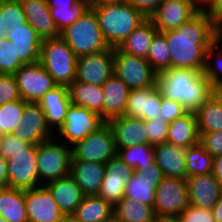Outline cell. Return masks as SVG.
Masks as SVG:
<instances>
[{
  "label": "cell",
  "instance_id": "cell-46",
  "mask_svg": "<svg viewBox=\"0 0 222 222\" xmlns=\"http://www.w3.org/2000/svg\"><path fill=\"white\" fill-rule=\"evenodd\" d=\"M20 99L14 75L0 74V105Z\"/></svg>",
  "mask_w": 222,
  "mask_h": 222
},
{
  "label": "cell",
  "instance_id": "cell-18",
  "mask_svg": "<svg viewBox=\"0 0 222 222\" xmlns=\"http://www.w3.org/2000/svg\"><path fill=\"white\" fill-rule=\"evenodd\" d=\"M25 205L28 222H60L64 216L44 184L25 189Z\"/></svg>",
  "mask_w": 222,
  "mask_h": 222
},
{
  "label": "cell",
  "instance_id": "cell-37",
  "mask_svg": "<svg viewBox=\"0 0 222 222\" xmlns=\"http://www.w3.org/2000/svg\"><path fill=\"white\" fill-rule=\"evenodd\" d=\"M185 162L188 177L207 175L213 171V157L200 143L187 148Z\"/></svg>",
  "mask_w": 222,
  "mask_h": 222
},
{
  "label": "cell",
  "instance_id": "cell-19",
  "mask_svg": "<svg viewBox=\"0 0 222 222\" xmlns=\"http://www.w3.org/2000/svg\"><path fill=\"white\" fill-rule=\"evenodd\" d=\"M161 111V92L155 83L153 86L131 89L124 116L142 120L156 119Z\"/></svg>",
  "mask_w": 222,
  "mask_h": 222
},
{
  "label": "cell",
  "instance_id": "cell-29",
  "mask_svg": "<svg viewBox=\"0 0 222 222\" xmlns=\"http://www.w3.org/2000/svg\"><path fill=\"white\" fill-rule=\"evenodd\" d=\"M51 17L61 33L90 8L89 0H47Z\"/></svg>",
  "mask_w": 222,
  "mask_h": 222
},
{
  "label": "cell",
  "instance_id": "cell-2",
  "mask_svg": "<svg viewBox=\"0 0 222 222\" xmlns=\"http://www.w3.org/2000/svg\"><path fill=\"white\" fill-rule=\"evenodd\" d=\"M156 84L163 98L180 103L188 112H196L213 94L211 82L203 71L169 68L156 73Z\"/></svg>",
  "mask_w": 222,
  "mask_h": 222
},
{
  "label": "cell",
  "instance_id": "cell-24",
  "mask_svg": "<svg viewBox=\"0 0 222 222\" xmlns=\"http://www.w3.org/2000/svg\"><path fill=\"white\" fill-rule=\"evenodd\" d=\"M27 22L43 40L60 37V33L51 17L47 0H20Z\"/></svg>",
  "mask_w": 222,
  "mask_h": 222
},
{
  "label": "cell",
  "instance_id": "cell-27",
  "mask_svg": "<svg viewBox=\"0 0 222 222\" xmlns=\"http://www.w3.org/2000/svg\"><path fill=\"white\" fill-rule=\"evenodd\" d=\"M105 171V164L99 162L71 161L70 164V176L85 196L98 195Z\"/></svg>",
  "mask_w": 222,
  "mask_h": 222
},
{
  "label": "cell",
  "instance_id": "cell-59",
  "mask_svg": "<svg viewBox=\"0 0 222 222\" xmlns=\"http://www.w3.org/2000/svg\"><path fill=\"white\" fill-rule=\"evenodd\" d=\"M1 37H7V33L5 28L4 14H1L0 11V38Z\"/></svg>",
  "mask_w": 222,
  "mask_h": 222
},
{
  "label": "cell",
  "instance_id": "cell-11",
  "mask_svg": "<svg viewBox=\"0 0 222 222\" xmlns=\"http://www.w3.org/2000/svg\"><path fill=\"white\" fill-rule=\"evenodd\" d=\"M13 75L20 98L25 102H39L43 95L57 86L39 62L22 65Z\"/></svg>",
  "mask_w": 222,
  "mask_h": 222
},
{
  "label": "cell",
  "instance_id": "cell-42",
  "mask_svg": "<svg viewBox=\"0 0 222 222\" xmlns=\"http://www.w3.org/2000/svg\"><path fill=\"white\" fill-rule=\"evenodd\" d=\"M222 44L214 42L206 51V61L203 74L211 82L212 87L222 84ZM220 46L221 49H218ZM218 52H217V49ZM217 52V53H216ZM216 54V57L214 56ZM215 57V63L211 62V58ZM211 57V58H210ZM209 58V59H208ZM214 64V65H213Z\"/></svg>",
  "mask_w": 222,
  "mask_h": 222
},
{
  "label": "cell",
  "instance_id": "cell-48",
  "mask_svg": "<svg viewBox=\"0 0 222 222\" xmlns=\"http://www.w3.org/2000/svg\"><path fill=\"white\" fill-rule=\"evenodd\" d=\"M199 143L212 156L222 155V131L199 134Z\"/></svg>",
  "mask_w": 222,
  "mask_h": 222
},
{
  "label": "cell",
  "instance_id": "cell-61",
  "mask_svg": "<svg viewBox=\"0 0 222 222\" xmlns=\"http://www.w3.org/2000/svg\"><path fill=\"white\" fill-rule=\"evenodd\" d=\"M151 222H170V219L156 217V218H155L153 221H151Z\"/></svg>",
  "mask_w": 222,
  "mask_h": 222
},
{
  "label": "cell",
  "instance_id": "cell-26",
  "mask_svg": "<svg viewBox=\"0 0 222 222\" xmlns=\"http://www.w3.org/2000/svg\"><path fill=\"white\" fill-rule=\"evenodd\" d=\"M44 186L64 214H74L85 196L70 175L55 179Z\"/></svg>",
  "mask_w": 222,
  "mask_h": 222
},
{
  "label": "cell",
  "instance_id": "cell-56",
  "mask_svg": "<svg viewBox=\"0 0 222 222\" xmlns=\"http://www.w3.org/2000/svg\"><path fill=\"white\" fill-rule=\"evenodd\" d=\"M213 95L222 105V84L213 87Z\"/></svg>",
  "mask_w": 222,
  "mask_h": 222
},
{
  "label": "cell",
  "instance_id": "cell-16",
  "mask_svg": "<svg viewBox=\"0 0 222 222\" xmlns=\"http://www.w3.org/2000/svg\"><path fill=\"white\" fill-rule=\"evenodd\" d=\"M12 134L31 145L43 143L55 136L46 124L45 114L38 102H25L21 123Z\"/></svg>",
  "mask_w": 222,
  "mask_h": 222
},
{
  "label": "cell",
  "instance_id": "cell-57",
  "mask_svg": "<svg viewBox=\"0 0 222 222\" xmlns=\"http://www.w3.org/2000/svg\"><path fill=\"white\" fill-rule=\"evenodd\" d=\"M60 222H84L80 220L75 214H64Z\"/></svg>",
  "mask_w": 222,
  "mask_h": 222
},
{
  "label": "cell",
  "instance_id": "cell-43",
  "mask_svg": "<svg viewBox=\"0 0 222 222\" xmlns=\"http://www.w3.org/2000/svg\"><path fill=\"white\" fill-rule=\"evenodd\" d=\"M22 65L17 57L16 50L7 37L0 38V74L13 75Z\"/></svg>",
  "mask_w": 222,
  "mask_h": 222
},
{
  "label": "cell",
  "instance_id": "cell-39",
  "mask_svg": "<svg viewBox=\"0 0 222 222\" xmlns=\"http://www.w3.org/2000/svg\"><path fill=\"white\" fill-rule=\"evenodd\" d=\"M146 60L156 73L171 68L169 46L161 32L154 35Z\"/></svg>",
  "mask_w": 222,
  "mask_h": 222
},
{
  "label": "cell",
  "instance_id": "cell-6",
  "mask_svg": "<svg viewBox=\"0 0 222 222\" xmlns=\"http://www.w3.org/2000/svg\"><path fill=\"white\" fill-rule=\"evenodd\" d=\"M56 137L37 144V168L40 185L70 175L71 148ZM59 143V144H58ZM43 180V181H41Z\"/></svg>",
  "mask_w": 222,
  "mask_h": 222
},
{
  "label": "cell",
  "instance_id": "cell-40",
  "mask_svg": "<svg viewBox=\"0 0 222 222\" xmlns=\"http://www.w3.org/2000/svg\"><path fill=\"white\" fill-rule=\"evenodd\" d=\"M25 101L19 100L0 105V133L11 134L20 125Z\"/></svg>",
  "mask_w": 222,
  "mask_h": 222
},
{
  "label": "cell",
  "instance_id": "cell-13",
  "mask_svg": "<svg viewBox=\"0 0 222 222\" xmlns=\"http://www.w3.org/2000/svg\"><path fill=\"white\" fill-rule=\"evenodd\" d=\"M114 73L113 48L77 57L76 81L102 86Z\"/></svg>",
  "mask_w": 222,
  "mask_h": 222
},
{
  "label": "cell",
  "instance_id": "cell-41",
  "mask_svg": "<svg viewBox=\"0 0 222 222\" xmlns=\"http://www.w3.org/2000/svg\"><path fill=\"white\" fill-rule=\"evenodd\" d=\"M0 11L4 14L6 33L27 23L20 0H0Z\"/></svg>",
  "mask_w": 222,
  "mask_h": 222
},
{
  "label": "cell",
  "instance_id": "cell-22",
  "mask_svg": "<svg viewBox=\"0 0 222 222\" xmlns=\"http://www.w3.org/2000/svg\"><path fill=\"white\" fill-rule=\"evenodd\" d=\"M38 104L45 114L46 124L55 133L64 123L68 108L72 104L68 87L57 85L43 95Z\"/></svg>",
  "mask_w": 222,
  "mask_h": 222
},
{
  "label": "cell",
  "instance_id": "cell-63",
  "mask_svg": "<svg viewBox=\"0 0 222 222\" xmlns=\"http://www.w3.org/2000/svg\"><path fill=\"white\" fill-rule=\"evenodd\" d=\"M0 222H7L4 218L0 217Z\"/></svg>",
  "mask_w": 222,
  "mask_h": 222
},
{
  "label": "cell",
  "instance_id": "cell-14",
  "mask_svg": "<svg viewBox=\"0 0 222 222\" xmlns=\"http://www.w3.org/2000/svg\"><path fill=\"white\" fill-rule=\"evenodd\" d=\"M199 11L193 0H163L148 18L158 32H164L180 27Z\"/></svg>",
  "mask_w": 222,
  "mask_h": 222
},
{
  "label": "cell",
  "instance_id": "cell-54",
  "mask_svg": "<svg viewBox=\"0 0 222 222\" xmlns=\"http://www.w3.org/2000/svg\"><path fill=\"white\" fill-rule=\"evenodd\" d=\"M215 222H222V195L211 209Z\"/></svg>",
  "mask_w": 222,
  "mask_h": 222
},
{
  "label": "cell",
  "instance_id": "cell-49",
  "mask_svg": "<svg viewBox=\"0 0 222 222\" xmlns=\"http://www.w3.org/2000/svg\"><path fill=\"white\" fill-rule=\"evenodd\" d=\"M187 113L188 111L180 103L165 99L161 95V119H166L170 123Z\"/></svg>",
  "mask_w": 222,
  "mask_h": 222
},
{
  "label": "cell",
  "instance_id": "cell-36",
  "mask_svg": "<svg viewBox=\"0 0 222 222\" xmlns=\"http://www.w3.org/2000/svg\"><path fill=\"white\" fill-rule=\"evenodd\" d=\"M199 134L222 131V105L212 94L195 112Z\"/></svg>",
  "mask_w": 222,
  "mask_h": 222
},
{
  "label": "cell",
  "instance_id": "cell-47",
  "mask_svg": "<svg viewBox=\"0 0 222 222\" xmlns=\"http://www.w3.org/2000/svg\"><path fill=\"white\" fill-rule=\"evenodd\" d=\"M181 222H215L210 209L186 207L177 218Z\"/></svg>",
  "mask_w": 222,
  "mask_h": 222
},
{
  "label": "cell",
  "instance_id": "cell-4",
  "mask_svg": "<svg viewBox=\"0 0 222 222\" xmlns=\"http://www.w3.org/2000/svg\"><path fill=\"white\" fill-rule=\"evenodd\" d=\"M60 37L77 57L110 48L102 35L96 12L91 7L76 22L63 30Z\"/></svg>",
  "mask_w": 222,
  "mask_h": 222
},
{
  "label": "cell",
  "instance_id": "cell-62",
  "mask_svg": "<svg viewBox=\"0 0 222 222\" xmlns=\"http://www.w3.org/2000/svg\"><path fill=\"white\" fill-rule=\"evenodd\" d=\"M170 222H181V221H179L177 218H175V219H170Z\"/></svg>",
  "mask_w": 222,
  "mask_h": 222
},
{
  "label": "cell",
  "instance_id": "cell-58",
  "mask_svg": "<svg viewBox=\"0 0 222 222\" xmlns=\"http://www.w3.org/2000/svg\"><path fill=\"white\" fill-rule=\"evenodd\" d=\"M200 10H205L213 0H193Z\"/></svg>",
  "mask_w": 222,
  "mask_h": 222
},
{
  "label": "cell",
  "instance_id": "cell-35",
  "mask_svg": "<svg viewBox=\"0 0 222 222\" xmlns=\"http://www.w3.org/2000/svg\"><path fill=\"white\" fill-rule=\"evenodd\" d=\"M74 214L84 222H113V206L97 195L84 196Z\"/></svg>",
  "mask_w": 222,
  "mask_h": 222
},
{
  "label": "cell",
  "instance_id": "cell-53",
  "mask_svg": "<svg viewBox=\"0 0 222 222\" xmlns=\"http://www.w3.org/2000/svg\"><path fill=\"white\" fill-rule=\"evenodd\" d=\"M212 173L216 177L217 181L222 187V155L213 157V171Z\"/></svg>",
  "mask_w": 222,
  "mask_h": 222
},
{
  "label": "cell",
  "instance_id": "cell-21",
  "mask_svg": "<svg viewBox=\"0 0 222 222\" xmlns=\"http://www.w3.org/2000/svg\"><path fill=\"white\" fill-rule=\"evenodd\" d=\"M190 205L212 209L222 195V187L213 173L186 178Z\"/></svg>",
  "mask_w": 222,
  "mask_h": 222
},
{
  "label": "cell",
  "instance_id": "cell-20",
  "mask_svg": "<svg viewBox=\"0 0 222 222\" xmlns=\"http://www.w3.org/2000/svg\"><path fill=\"white\" fill-rule=\"evenodd\" d=\"M116 149H124L141 144H149L146 120L128 116H118L107 121Z\"/></svg>",
  "mask_w": 222,
  "mask_h": 222
},
{
  "label": "cell",
  "instance_id": "cell-34",
  "mask_svg": "<svg viewBox=\"0 0 222 222\" xmlns=\"http://www.w3.org/2000/svg\"><path fill=\"white\" fill-rule=\"evenodd\" d=\"M155 218L152 206L126 197L113 207V222H151Z\"/></svg>",
  "mask_w": 222,
  "mask_h": 222
},
{
  "label": "cell",
  "instance_id": "cell-32",
  "mask_svg": "<svg viewBox=\"0 0 222 222\" xmlns=\"http://www.w3.org/2000/svg\"><path fill=\"white\" fill-rule=\"evenodd\" d=\"M0 217L7 222H28L25 190L10 186L0 188Z\"/></svg>",
  "mask_w": 222,
  "mask_h": 222
},
{
  "label": "cell",
  "instance_id": "cell-7",
  "mask_svg": "<svg viewBox=\"0 0 222 222\" xmlns=\"http://www.w3.org/2000/svg\"><path fill=\"white\" fill-rule=\"evenodd\" d=\"M188 206L190 201L186 180L164 176L155 192L153 208L156 217L178 218Z\"/></svg>",
  "mask_w": 222,
  "mask_h": 222
},
{
  "label": "cell",
  "instance_id": "cell-52",
  "mask_svg": "<svg viewBox=\"0 0 222 222\" xmlns=\"http://www.w3.org/2000/svg\"><path fill=\"white\" fill-rule=\"evenodd\" d=\"M8 186L7 160L0 154V188Z\"/></svg>",
  "mask_w": 222,
  "mask_h": 222
},
{
  "label": "cell",
  "instance_id": "cell-23",
  "mask_svg": "<svg viewBox=\"0 0 222 222\" xmlns=\"http://www.w3.org/2000/svg\"><path fill=\"white\" fill-rule=\"evenodd\" d=\"M7 39L14 45L16 57L23 64L39 62L42 40L28 22L7 33Z\"/></svg>",
  "mask_w": 222,
  "mask_h": 222
},
{
  "label": "cell",
  "instance_id": "cell-9",
  "mask_svg": "<svg viewBox=\"0 0 222 222\" xmlns=\"http://www.w3.org/2000/svg\"><path fill=\"white\" fill-rule=\"evenodd\" d=\"M114 74L131 89L153 86L156 72L144 57L133 56L113 48Z\"/></svg>",
  "mask_w": 222,
  "mask_h": 222
},
{
  "label": "cell",
  "instance_id": "cell-45",
  "mask_svg": "<svg viewBox=\"0 0 222 222\" xmlns=\"http://www.w3.org/2000/svg\"><path fill=\"white\" fill-rule=\"evenodd\" d=\"M31 144L21 140L11 134H2L0 143V154L6 159H10L14 154L25 151Z\"/></svg>",
  "mask_w": 222,
  "mask_h": 222
},
{
  "label": "cell",
  "instance_id": "cell-38",
  "mask_svg": "<svg viewBox=\"0 0 222 222\" xmlns=\"http://www.w3.org/2000/svg\"><path fill=\"white\" fill-rule=\"evenodd\" d=\"M117 156L134 171L143 170L155 162L153 146L141 144L124 149H117Z\"/></svg>",
  "mask_w": 222,
  "mask_h": 222
},
{
  "label": "cell",
  "instance_id": "cell-10",
  "mask_svg": "<svg viewBox=\"0 0 222 222\" xmlns=\"http://www.w3.org/2000/svg\"><path fill=\"white\" fill-rule=\"evenodd\" d=\"M106 121L100 114L83 106L71 104L66 113L64 123L55 131L71 147L86 136L102 127Z\"/></svg>",
  "mask_w": 222,
  "mask_h": 222
},
{
  "label": "cell",
  "instance_id": "cell-55",
  "mask_svg": "<svg viewBox=\"0 0 222 222\" xmlns=\"http://www.w3.org/2000/svg\"><path fill=\"white\" fill-rule=\"evenodd\" d=\"M90 6H105L126 3L127 0H89Z\"/></svg>",
  "mask_w": 222,
  "mask_h": 222
},
{
  "label": "cell",
  "instance_id": "cell-1",
  "mask_svg": "<svg viewBox=\"0 0 222 222\" xmlns=\"http://www.w3.org/2000/svg\"><path fill=\"white\" fill-rule=\"evenodd\" d=\"M171 55V68L204 71L206 51L215 42V28L204 10L174 30L161 32Z\"/></svg>",
  "mask_w": 222,
  "mask_h": 222
},
{
  "label": "cell",
  "instance_id": "cell-44",
  "mask_svg": "<svg viewBox=\"0 0 222 222\" xmlns=\"http://www.w3.org/2000/svg\"><path fill=\"white\" fill-rule=\"evenodd\" d=\"M148 141L151 146L167 143L169 122L160 117L146 120Z\"/></svg>",
  "mask_w": 222,
  "mask_h": 222
},
{
  "label": "cell",
  "instance_id": "cell-12",
  "mask_svg": "<svg viewBox=\"0 0 222 222\" xmlns=\"http://www.w3.org/2000/svg\"><path fill=\"white\" fill-rule=\"evenodd\" d=\"M8 186L19 189H32L40 184L37 168V145H30L7 160Z\"/></svg>",
  "mask_w": 222,
  "mask_h": 222
},
{
  "label": "cell",
  "instance_id": "cell-15",
  "mask_svg": "<svg viewBox=\"0 0 222 222\" xmlns=\"http://www.w3.org/2000/svg\"><path fill=\"white\" fill-rule=\"evenodd\" d=\"M105 170L97 196L114 207L124 197L127 182L134 169L116 155L105 164Z\"/></svg>",
  "mask_w": 222,
  "mask_h": 222
},
{
  "label": "cell",
  "instance_id": "cell-50",
  "mask_svg": "<svg viewBox=\"0 0 222 222\" xmlns=\"http://www.w3.org/2000/svg\"><path fill=\"white\" fill-rule=\"evenodd\" d=\"M163 0H127L137 10L149 17Z\"/></svg>",
  "mask_w": 222,
  "mask_h": 222
},
{
  "label": "cell",
  "instance_id": "cell-33",
  "mask_svg": "<svg viewBox=\"0 0 222 222\" xmlns=\"http://www.w3.org/2000/svg\"><path fill=\"white\" fill-rule=\"evenodd\" d=\"M158 32L153 22L147 18L118 46L130 55L147 58L154 35Z\"/></svg>",
  "mask_w": 222,
  "mask_h": 222
},
{
  "label": "cell",
  "instance_id": "cell-25",
  "mask_svg": "<svg viewBox=\"0 0 222 222\" xmlns=\"http://www.w3.org/2000/svg\"><path fill=\"white\" fill-rule=\"evenodd\" d=\"M155 162L162 170L163 176L184 179L188 177L186 170V150L180 146L163 143L153 146Z\"/></svg>",
  "mask_w": 222,
  "mask_h": 222
},
{
  "label": "cell",
  "instance_id": "cell-30",
  "mask_svg": "<svg viewBox=\"0 0 222 222\" xmlns=\"http://www.w3.org/2000/svg\"><path fill=\"white\" fill-rule=\"evenodd\" d=\"M197 119L194 112L169 123L167 143L188 148L199 143Z\"/></svg>",
  "mask_w": 222,
  "mask_h": 222
},
{
  "label": "cell",
  "instance_id": "cell-51",
  "mask_svg": "<svg viewBox=\"0 0 222 222\" xmlns=\"http://www.w3.org/2000/svg\"><path fill=\"white\" fill-rule=\"evenodd\" d=\"M204 11L212 21L214 28L222 23V0H213Z\"/></svg>",
  "mask_w": 222,
  "mask_h": 222
},
{
  "label": "cell",
  "instance_id": "cell-8",
  "mask_svg": "<svg viewBox=\"0 0 222 222\" xmlns=\"http://www.w3.org/2000/svg\"><path fill=\"white\" fill-rule=\"evenodd\" d=\"M71 161L99 162L106 164L117 155L112 130L107 122L97 131L71 146Z\"/></svg>",
  "mask_w": 222,
  "mask_h": 222
},
{
  "label": "cell",
  "instance_id": "cell-60",
  "mask_svg": "<svg viewBox=\"0 0 222 222\" xmlns=\"http://www.w3.org/2000/svg\"><path fill=\"white\" fill-rule=\"evenodd\" d=\"M215 42L222 43V23L215 28Z\"/></svg>",
  "mask_w": 222,
  "mask_h": 222
},
{
  "label": "cell",
  "instance_id": "cell-3",
  "mask_svg": "<svg viewBox=\"0 0 222 222\" xmlns=\"http://www.w3.org/2000/svg\"><path fill=\"white\" fill-rule=\"evenodd\" d=\"M97 15L102 35L109 47H118L148 17L130 3L90 6Z\"/></svg>",
  "mask_w": 222,
  "mask_h": 222
},
{
  "label": "cell",
  "instance_id": "cell-31",
  "mask_svg": "<svg viewBox=\"0 0 222 222\" xmlns=\"http://www.w3.org/2000/svg\"><path fill=\"white\" fill-rule=\"evenodd\" d=\"M72 104L83 106L103 118L104 93L102 86L74 80L68 87Z\"/></svg>",
  "mask_w": 222,
  "mask_h": 222
},
{
  "label": "cell",
  "instance_id": "cell-5",
  "mask_svg": "<svg viewBox=\"0 0 222 222\" xmlns=\"http://www.w3.org/2000/svg\"><path fill=\"white\" fill-rule=\"evenodd\" d=\"M39 63L57 85L69 87L75 80L77 56L61 37L42 41Z\"/></svg>",
  "mask_w": 222,
  "mask_h": 222
},
{
  "label": "cell",
  "instance_id": "cell-28",
  "mask_svg": "<svg viewBox=\"0 0 222 222\" xmlns=\"http://www.w3.org/2000/svg\"><path fill=\"white\" fill-rule=\"evenodd\" d=\"M103 119L123 116L130 89L114 73L103 83Z\"/></svg>",
  "mask_w": 222,
  "mask_h": 222
},
{
  "label": "cell",
  "instance_id": "cell-17",
  "mask_svg": "<svg viewBox=\"0 0 222 222\" xmlns=\"http://www.w3.org/2000/svg\"><path fill=\"white\" fill-rule=\"evenodd\" d=\"M163 177L162 170L156 162L143 170L134 171L127 182L124 197L153 207L156 188Z\"/></svg>",
  "mask_w": 222,
  "mask_h": 222
}]
</instances>
